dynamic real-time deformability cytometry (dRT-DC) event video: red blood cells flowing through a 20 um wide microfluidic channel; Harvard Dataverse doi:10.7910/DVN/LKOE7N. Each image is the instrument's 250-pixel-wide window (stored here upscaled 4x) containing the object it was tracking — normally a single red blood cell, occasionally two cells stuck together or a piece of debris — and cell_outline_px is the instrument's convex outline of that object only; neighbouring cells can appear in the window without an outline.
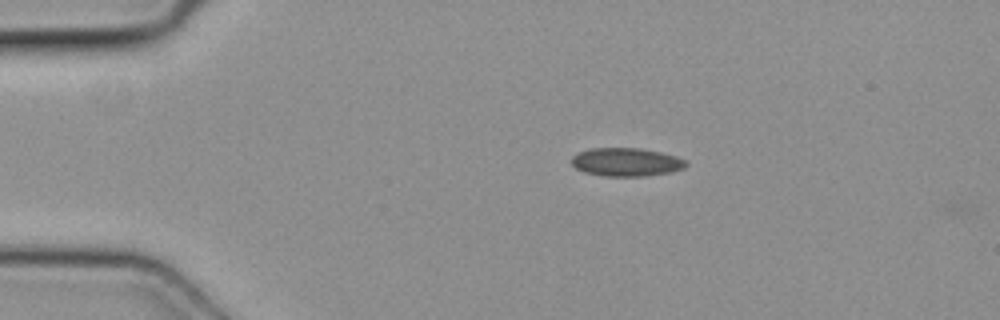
{"species": "common noctule bat (a hibernating species)", "species_latin": "Nyctalus noctula", "temperature_condition": "cold", "stored_images_in_passage": 3, "camera_frame_rate_fps": 3000, "um_per_image_px": 0.085, "animal": {"sex": "female", "body_mass_g": 19.3, "forearm_length_mm": 54.1}, "frame": {"image": 1, "passage_image": 1, "time_ms": 0.0, "image_size_px": [1000, 320], "cell_outline_px": [[688, 164], [684, 168], [672, 172], [644, 176], [604, 176], [584, 172], [576, 168], [572, 164], [572, 156], [580, 152], [592, 148], [640, 148], [660, 152], [676, 156], [684, 160]], "centroid_in_image_um": [53.24, 13.78], "position_along_channel_um": 31.8, "area_um2": 18.84}}
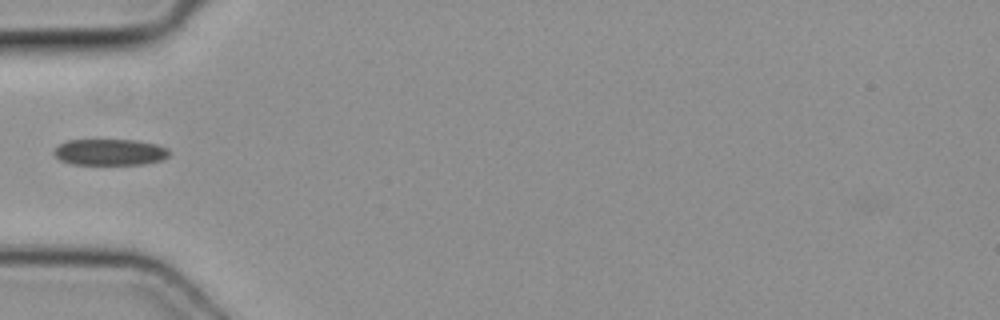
{"frame": {"image": 2, "passage_image": 3, "time_ms": 0.667, "image_size_px": [1000, 320], "cell_outline_px": [[168, 156], [164, 160], [144, 164], [72, 164], [60, 160], [52, 152], [60, 144], [68, 140], [136, 140], [156, 144], [168, 148]], "centroid_in_image_um": [9.36, 12.93], "position_along_channel_um": 75.6, "area_um2": 17.63}}